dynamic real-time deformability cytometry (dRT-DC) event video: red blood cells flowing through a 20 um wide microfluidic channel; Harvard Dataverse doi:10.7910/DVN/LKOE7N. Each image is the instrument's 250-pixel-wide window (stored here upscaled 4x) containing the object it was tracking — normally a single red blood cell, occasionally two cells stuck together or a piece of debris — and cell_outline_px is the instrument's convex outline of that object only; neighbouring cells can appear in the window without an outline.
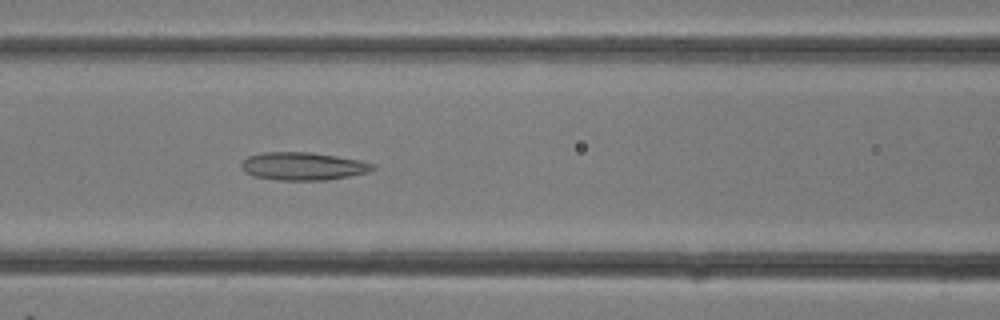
{"species": "common noctule bat (a hibernating species)", "species_latin": "Nyctalus noctula", "temperature_condition": "room temperature", "stored_images_in_passage": 13, "camera_frame_rate_fps": 3000, "um_per_image_px": 0.085, "animal": {"sex": "female"}, "frame": {"image": 1, "passage_image": 13, "time_ms": 4.0, "image_size_px": [1000, 320], "cell_outline_px": [[376, 168], [368, 172], [328, 180], [280, 180], [252, 176], [244, 172], [240, 168], [240, 164], [248, 156], [264, 152], [308, 152], [336, 156], [360, 160], [376, 164]], "centroid_in_image_um": [25.74, 14.13], "position_along_channel_um": 140.9, "area_um2": 21.44}}